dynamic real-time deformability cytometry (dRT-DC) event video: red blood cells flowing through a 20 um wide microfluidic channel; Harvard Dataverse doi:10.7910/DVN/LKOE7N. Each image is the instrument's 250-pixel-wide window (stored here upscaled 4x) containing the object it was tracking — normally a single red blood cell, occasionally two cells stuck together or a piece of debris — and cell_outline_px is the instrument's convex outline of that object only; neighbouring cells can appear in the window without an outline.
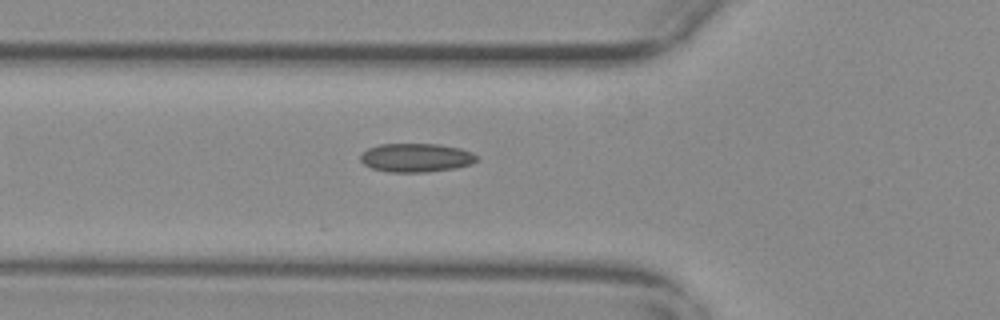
{"species": "common noctule bat (a hibernating species)", "species_latin": "Nyctalus noctula", "temperature_condition": "warm", "stored_images_in_passage": 12, "camera_frame_rate_fps": 3000, "um_per_image_px": 0.085, "animal": {"sex": "female", "body_mass_g": 29.2, "forearm_length_mm": 56.3}, "frame": {"image": 1, "passage_image": 3, "time_ms": 0.667, "image_size_px": [1000, 320], "cell_outline_px": [[480, 160], [472, 164], [456, 168], [428, 172], [388, 172], [372, 168], [364, 164], [360, 160], [360, 156], [368, 148], [380, 144], [440, 144], [460, 148], [472, 152]], "centroid_in_image_um": [35.4, 13.41], "position_along_channel_um": 90.4, "area_um2": 19.59}}
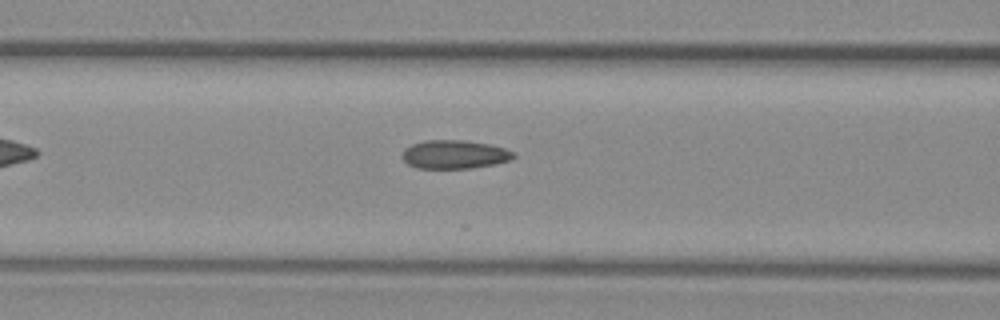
{"frame": {"image": 2, "passage_image": 6, "time_ms": 1.667, "image_size_px": [1000, 320], "cell_outline_px": [[516, 156], [508, 160], [496, 164], [472, 168], [416, 168], [408, 164], [400, 156], [404, 148], [412, 144], [424, 140], [464, 140], [488, 144], [504, 148], [516, 152]], "centroid_in_image_um": [38.61, 13.12], "position_along_channel_um": 128.0, "area_um2": 18.67}}
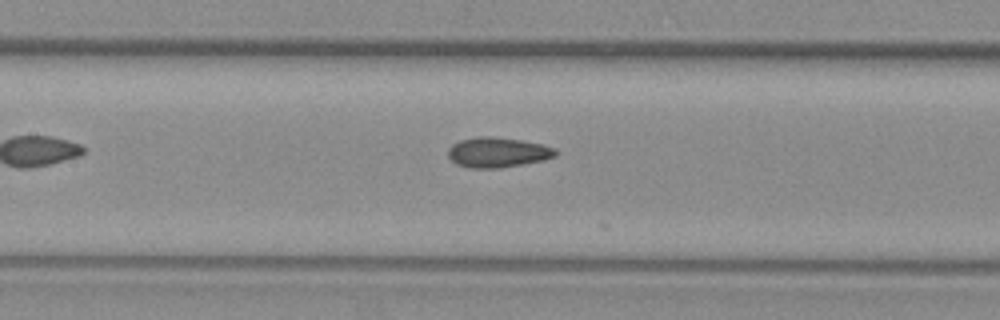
{"frame": {"image": 3, "passage_image": 9, "time_ms": 2.667, "image_size_px": [1000, 320], "cell_outline_px": [[560, 152], [556, 156], [544, 160], [500, 168], [468, 168], [456, 164], [448, 156], [448, 148], [452, 144], [460, 140], [476, 136], [492, 136], [520, 140], [544, 144], [556, 148]], "centroid_in_image_um": [42.32, 12.94], "position_along_channel_um": 165.1, "area_um2": 19.13}}